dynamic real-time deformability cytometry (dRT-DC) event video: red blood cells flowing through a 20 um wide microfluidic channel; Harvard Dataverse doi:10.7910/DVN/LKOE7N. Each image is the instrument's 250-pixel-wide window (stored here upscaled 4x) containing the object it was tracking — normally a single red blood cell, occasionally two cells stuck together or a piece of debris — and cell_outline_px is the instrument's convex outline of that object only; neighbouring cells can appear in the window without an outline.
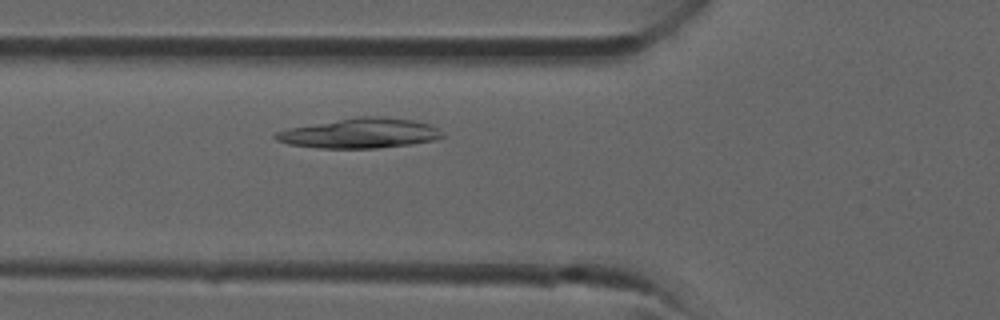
{"species": "common noctule bat (a hibernating species)", "species_latin": "Nyctalus noctula", "temperature_condition": "room temperature", "stored_images_in_passage": 16, "camera_frame_rate_fps": 3000, "um_per_image_px": 0.085, "animal": {"sex": "male", "forearm_length_mm": 52.5}, "frame": {"image": 1, "passage_image": 9, "time_ms": 2.667, "image_size_px": [1000, 320], "cell_outline_px": [[444, 136], [432, 140], [412, 144], [376, 148], [320, 148], [288, 144], [276, 140], [272, 136], [276, 132], [288, 128], [360, 116], [380, 116], [416, 120], [428, 124], [444, 132]], "centroid_in_image_um": [30.6, 11.32], "position_along_channel_um": 95.2, "area_um2": 28.96}}
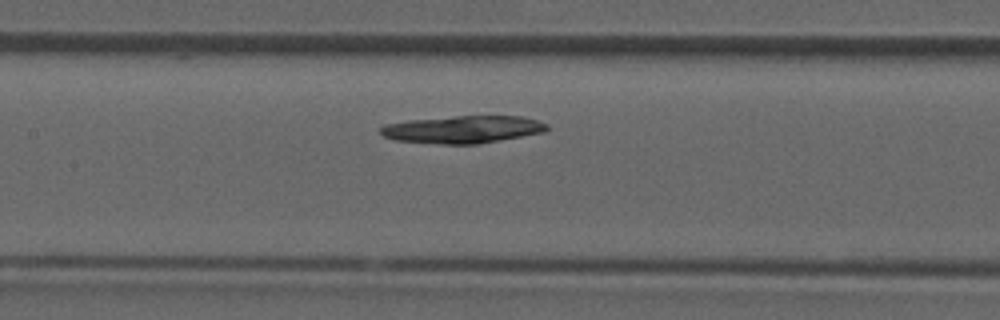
{"frame": {"image": 2, "passage_image": 13, "time_ms": 4.0, "image_size_px": [1000, 320], "cell_outline_px": [[548, 128], [544, 132], [476, 144], [440, 144], [396, 140], [384, 136], [380, 132], [380, 128], [384, 124], [408, 120], [452, 116], [524, 116], [548, 124]], "centroid_in_image_um": [39.32, 10.99], "position_along_channel_um": 168.1, "area_um2": 26.53}}
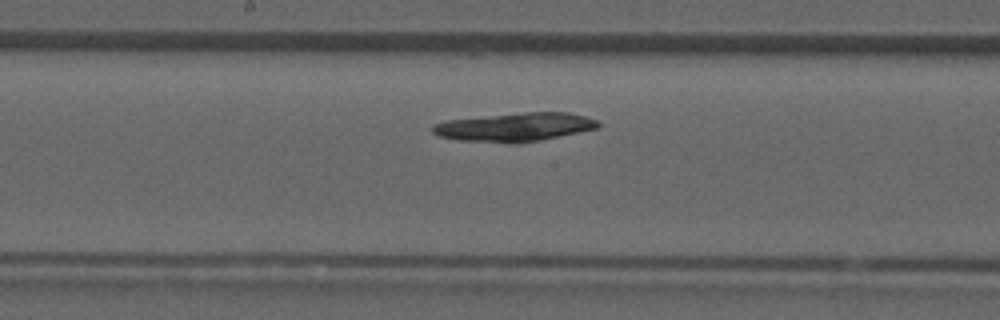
{"frame": {"image": 3, "passage_image": 15, "time_ms": 4.667, "image_size_px": [1000, 320], "cell_outline_px": [[600, 128], [540, 140], [516, 144], [456, 140], [436, 136], [432, 132], [432, 124], [444, 120], [524, 112], [568, 112], [584, 116], [596, 120], [600, 124]], "centroid_in_image_um": [43.71, 10.81], "position_along_channel_um": 204.5, "area_um2": 27.92}}